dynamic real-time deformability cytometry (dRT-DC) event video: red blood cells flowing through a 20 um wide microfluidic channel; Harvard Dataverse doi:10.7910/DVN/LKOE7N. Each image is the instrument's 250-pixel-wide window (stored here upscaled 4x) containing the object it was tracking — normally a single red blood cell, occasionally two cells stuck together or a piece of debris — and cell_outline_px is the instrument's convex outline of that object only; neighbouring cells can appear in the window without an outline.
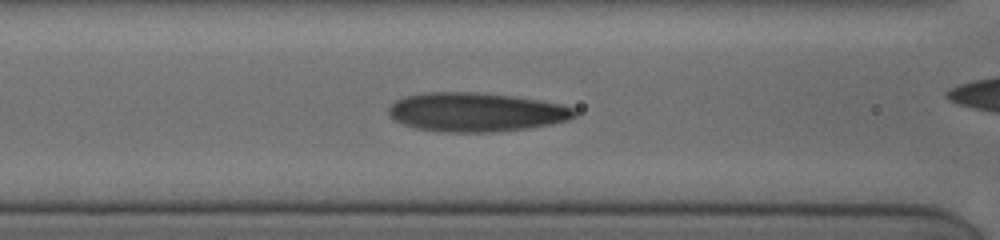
{"species": "human", "species_latin": "Homo sapiens", "temperature_condition": "cold", "stored_images_in_passage": 31, "camera_frame_rate_fps": 3000, "um_per_image_px": 0.085, "donor": {"sex": "female"}, "frame": {"image": 1, "passage_image": 11, "time_ms": 8.0, "image_size_px": [1000, 240], "cell_outline_px": [[576, 116], [568, 120], [548, 124], [524, 128], [492, 132], [440, 132], [416, 128], [404, 124], [396, 120], [388, 112], [388, 108], [396, 100], [404, 96], [428, 92], [476, 92], [512, 96], [540, 100], [560, 104], [576, 108]], "centroid_in_image_um": [40.45, 9.52], "position_along_channel_um": 126.1, "area_um2": 42.02}}
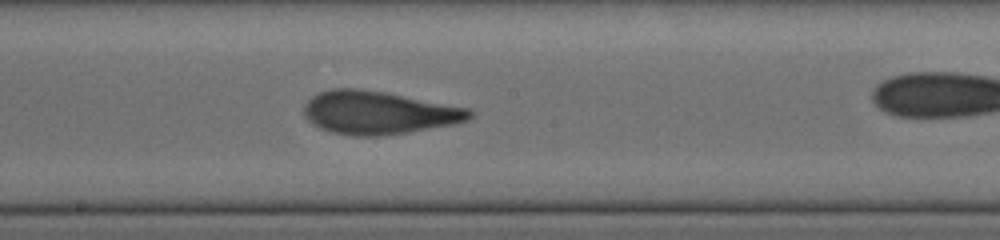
{"frame": {"image": 2, "passage_image": 18, "time_ms": 10.333, "image_size_px": [1000, 240], "cell_outline_px": [[472, 116], [468, 120], [452, 124], [408, 132], [376, 136], [352, 136], [332, 132], [320, 128], [312, 124], [304, 116], [304, 104], [312, 96], [320, 92], [332, 88], [356, 88], [384, 92], [468, 108], [472, 112]], "centroid_in_image_um": [32.12, 9.58], "position_along_channel_um": 216.1, "area_um2": 41.27}}
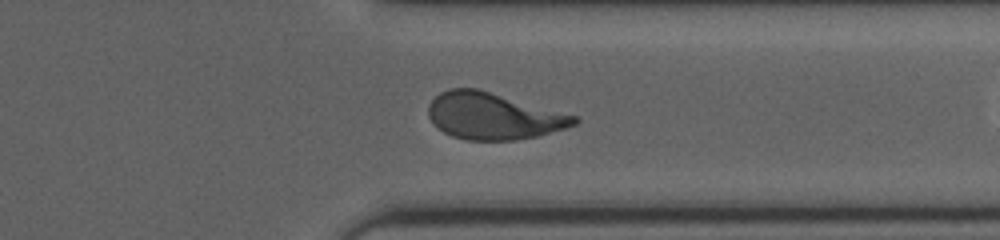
{"frame": {"image": 3, "passage_image": 29, "time_ms": 14.333, "image_size_px": [1000, 240], "cell_outline_px": [[580, 120], [576, 124], [564, 128], [536, 136], [512, 140], [468, 140], [452, 136], [436, 128], [428, 116], [428, 104], [440, 92], [452, 88], [480, 88], [576, 116]], "centroid_in_image_um": [41.89, 9.85], "position_along_channel_um": 369.5, "area_um2": 39.59}}